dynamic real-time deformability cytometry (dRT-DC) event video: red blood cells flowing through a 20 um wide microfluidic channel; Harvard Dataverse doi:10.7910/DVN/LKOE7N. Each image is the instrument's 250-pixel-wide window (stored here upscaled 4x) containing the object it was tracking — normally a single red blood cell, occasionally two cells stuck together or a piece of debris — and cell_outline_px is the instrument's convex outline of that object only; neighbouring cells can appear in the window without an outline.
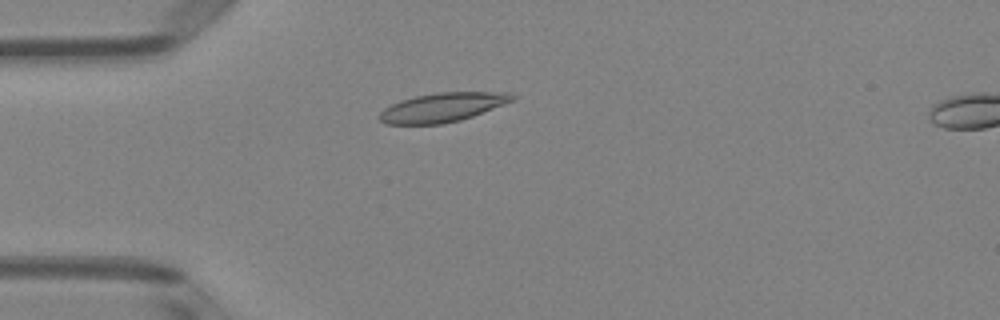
{"species": "Egyptian fruit bat (a non-hibernating species)", "species_latin": "Rousettus aegyptiacus", "temperature_condition": "room temperature", "stored_images_in_passage": 38, "camera_frame_rate_fps": 3000, "um_per_image_px": 0.085, "animal": {"sex": "female"}, "frame": {"image": 1, "passage_image": 1, "time_ms": 0.0, "image_size_px": [1000, 320], "cell_outline_px": [[516, 100], [472, 116], [460, 120], [440, 124], [384, 124], [376, 116], [384, 108], [400, 100], [416, 96], [436, 92], [508, 92], [516, 96]], "centroid_in_image_um": [37.6, 9.12], "position_along_channel_um": 47.4, "area_um2": 22.6}}
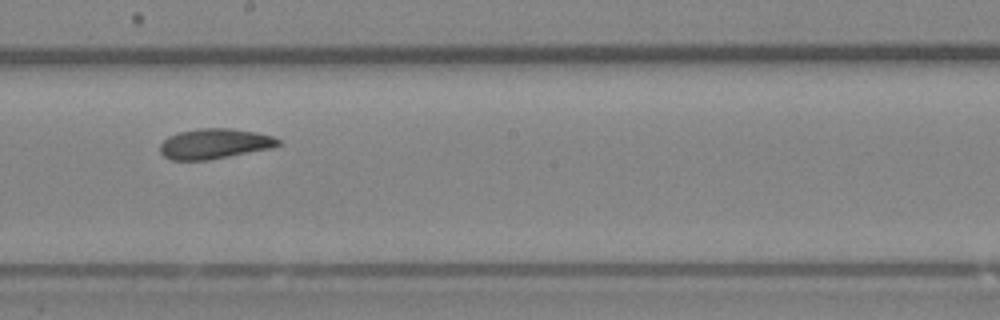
{"frame": {"image": 2, "passage_image": 16, "time_ms": 5.0, "image_size_px": [1000, 320], "cell_outline_px": [[280, 144], [272, 148], [208, 160], [172, 160], [164, 156], [160, 152], [160, 144], [168, 136], [180, 132], [200, 128], [232, 128], [256, 132], [272, 136], [280, 140]], "centroid_in_image_um": [18.23, 12.21], "position_along_channel_um": 230.0, "area_um2": 20.75}}
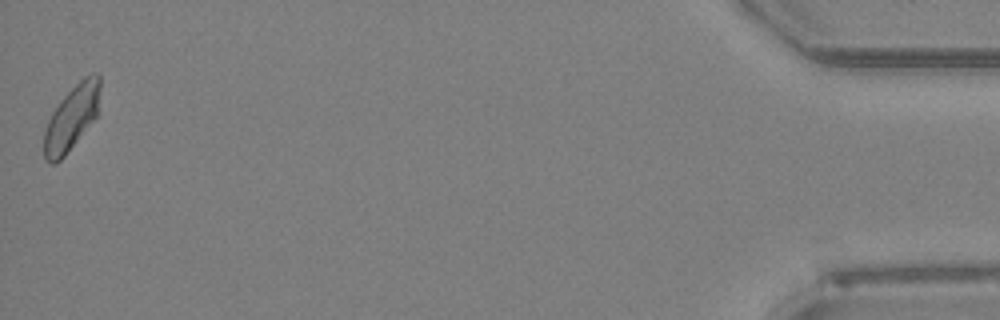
{"frame": {"image": 3, "passage_image": 38, "time_ms": 12.333, "image_size_px": [1000, 320], "cell_outline_px": [[100, 88], [96, 116], [64, 156], [56, 164], [48, 164], [44, 160], [44, 132], [48, 120], [52, 112], [60, 100], [84, 76], [92, 72], [96, 72], [100, 76]], "centroid_in_image_um": [6.06, 10.01], "position_along_channel_um": 429.1, "area_um2": 20.92}, "authors_computed_cell_mechanics": {"area_um2": 20.7791, "velocity_mm_per_s": 3.985, "shape_relaxation_time_tau1_ms": 5.3611, "shape_relaxation_time_tau2_ms": 3.5199, "deformation_change_tau1": 0.1227, "deformation_change_tau2": 0.0802}}